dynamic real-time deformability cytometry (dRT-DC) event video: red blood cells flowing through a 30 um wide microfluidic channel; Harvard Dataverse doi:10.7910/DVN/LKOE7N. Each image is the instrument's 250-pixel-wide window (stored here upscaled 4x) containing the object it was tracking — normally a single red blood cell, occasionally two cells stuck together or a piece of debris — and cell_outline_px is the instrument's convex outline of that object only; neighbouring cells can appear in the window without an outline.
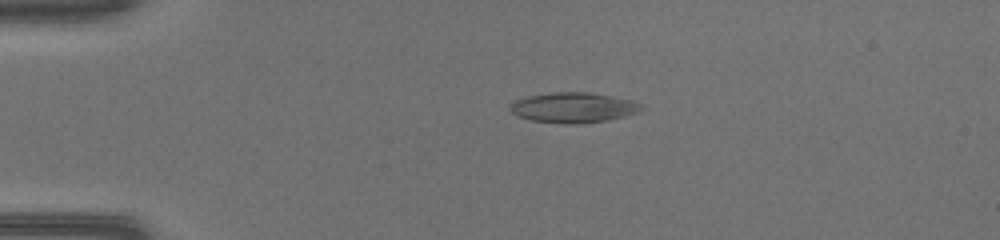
{"species": "common noctule bat (a hibernating species)", "species_latin": "Nyctalus noctula", "temperature_condition": "warm", "stored_images_in_passage": 47, "camera_frame_rate_fps": 3000, "um_per_image_px": 0.085, "animal": {"sex": "female", "body_mass_g": 17.0, "forearm_length_mm": 48.0}, "frame": {"image": 1, "passage_image": 9, "time_ms": 2.667, "image_size_px": [1000, 240], "cell_outline_px": [[644, 108], [640, 112], [608, 120], [576, 124], [564, 124], [532, 120], [516, 116], [512, 112], [512, 104], [516, 100], [528, 96], [552, 92], [588, 92], [632, 100], [640, 104]], "centroid_in_image_um": [48.76, 9.15], "position_along_channel_um": 36.2, "area_um2": 22.95}}
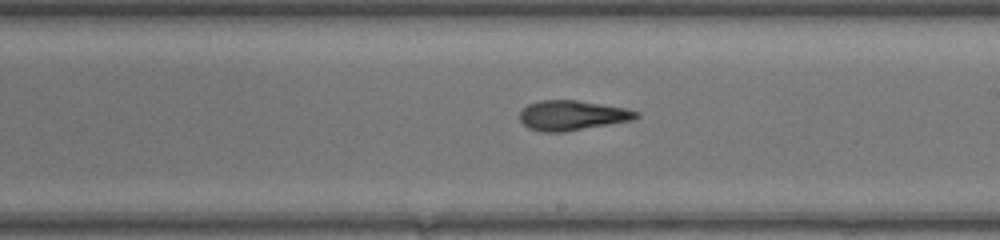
{"frame": {"image": 2, "passage_image": 27, "time_ms": 8.667, "image_size_px": [1000, 240], "cell_outline_px": [[640, 116], [632, 120], [564, 132], [544, 132], [528, 128], [520, 120], [520, 112], [528, 104], [540, 100], [576, 100], [628, 108], [640, 112]], "centroid_in_image_um": [48.66, 9.8], "position_along_channel_um": 240.3, "area_um2": 20.29}}
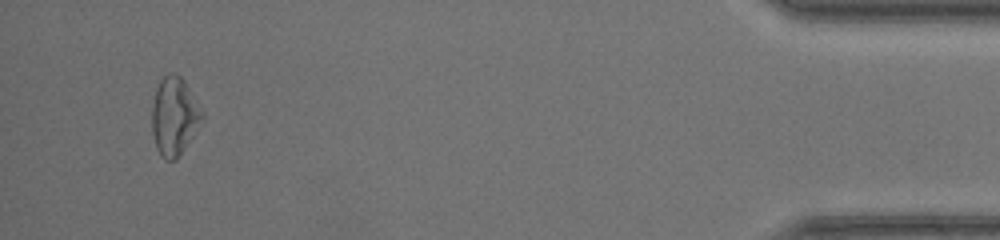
{"frame": {"image": 3, "passage_image": 45, "time_ms": 14.667, "image_size_px": [1000, 240], "cell_outline_px": [[204, 120], [176, 160], [164, 160], [160, 156], [156, 148], [152, 132], [152, 104], [156, 88], [160, 80], [168, 72], [176, 72], [184, 80], [204, 112]], "centroid_in_image_um": [14.82, 9.87], "position_along_channel_um": 420.4, "area_um2": 23.18}, "authors_computed_cell_mechanics": {"area_um2": 21.6172, "velocity_mm_per_s": 4.2195, "shape_relaxation_time_tau1_ms": 5.5625, "shape_relaxation_time_tau2_ms": 3.2104, "deformation_change_tau1": 0.2069, "deformation_change_tau2": 0.1513}}